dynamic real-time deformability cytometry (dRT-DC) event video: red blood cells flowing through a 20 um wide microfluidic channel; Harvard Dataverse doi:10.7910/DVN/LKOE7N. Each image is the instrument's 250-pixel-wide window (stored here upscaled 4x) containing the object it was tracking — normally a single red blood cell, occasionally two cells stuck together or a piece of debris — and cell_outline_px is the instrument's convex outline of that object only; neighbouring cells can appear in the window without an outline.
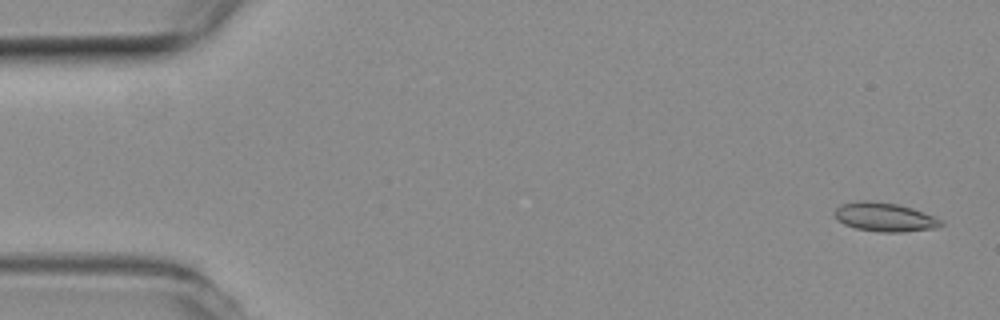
{"species": "common noctule bat (a hibernating species)", "species_latin": "Nyctalus noctula", "temperature_condition": "room temperature", "stored_images_in_passage": 16, "camera_frame_rate_fps": 3000, "um_per_image_px": 0.085, "animal": {"sex": "female", "body_mass_g": 19.3, "forearm_length_mm": 54.1}, "frame": {"image": 1, "passage_image": 2, "time_ms": 0.333, "image_size_px": [1000, 320], "cell_outline_px": [[944, 224], [936, 228], [900, 232], [880, 232], [856, 228], [844, 224], [836, 220], [832, 212], [840, 204], [860, 200], [868, 200], [900, 204], [912, 208], [932, 216], [940, 220]], "centroid_in_image_um": [75.13, 18.44], "position_along_channel_um": 9.9, "area_um2": 17.98}}
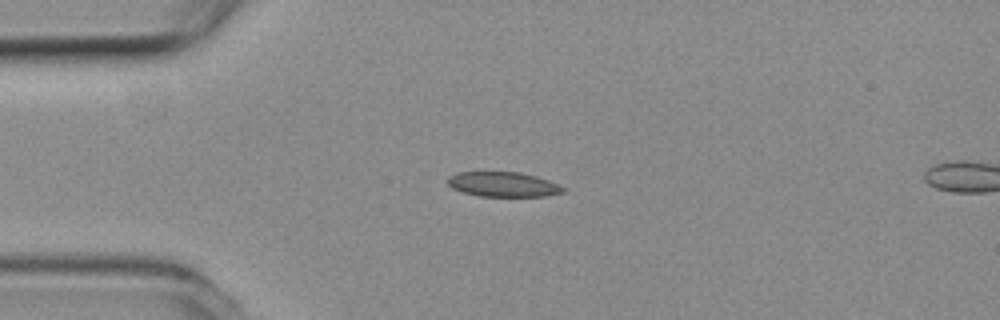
{"frame": {"image": 2, "passage_image": 13, "time_ms": 4.0, "image_size_px": [1000, 320], "cell_outline_px": [[568, 188], [564, 192], [548, 196], [480, 196], [464, 192], [452, 188], [448, 184], [448, 176], [456, 172], [520, 172], [536, 176], [548, 180]], "centroid_in_image_um": [42.8, 15.67], "position_along_channel_um": 42.2, "area_um2": 16.76}}